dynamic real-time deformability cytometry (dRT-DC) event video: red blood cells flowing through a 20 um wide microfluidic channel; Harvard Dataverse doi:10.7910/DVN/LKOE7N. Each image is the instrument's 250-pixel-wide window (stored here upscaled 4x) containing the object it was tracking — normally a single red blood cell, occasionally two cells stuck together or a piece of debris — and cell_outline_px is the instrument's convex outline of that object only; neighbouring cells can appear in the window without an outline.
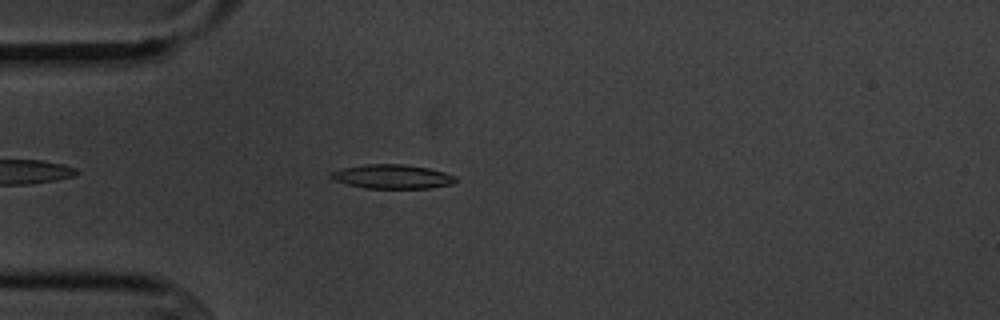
{"species": "common noctule bat (a hibernating species)", "species_latin": "Nyctalus noctula", "temperature_condition": "cold", "stored_images_in_passage": 2, "camera_frame_rate_fps": 3000, "um_per_image_px": 0.085, "animal": {"sex": "male", "body_mass_g": 20.1, "forearm_length_mm": 53.5}, "frame": {"image": 1, "passage_image": 2, "time_ms": 1.0, "image_size_px": [1000, 320], "cell_outline_px": [[456, 180], [452, 184], [428, 188], [364, 188], [332, 180], [328, 176], [332, 172], [340, 168], [368, 164], [404, 164], [428, 168], [444, 172], [456, 176]], "centroid_in_image_um": [33.31, 15.01], "position_along_channel_um": 51.7, "area_um2": 17.51}}